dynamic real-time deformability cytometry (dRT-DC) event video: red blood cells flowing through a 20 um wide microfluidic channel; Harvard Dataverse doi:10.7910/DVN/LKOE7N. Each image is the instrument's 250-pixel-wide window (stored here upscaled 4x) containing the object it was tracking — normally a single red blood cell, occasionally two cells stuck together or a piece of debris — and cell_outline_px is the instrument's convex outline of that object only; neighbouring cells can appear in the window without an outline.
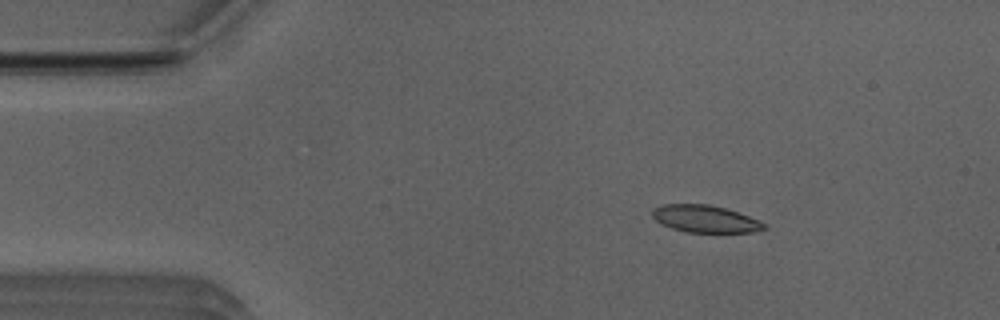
{"species": "Egyptian fruit bat (a non-hibernating species)", "species_latin": "Rousettus aegyptiacus", "temperature_condition": "room temperature", "stored_images_in_passage": 47, "camera_frame_rate_fps": 3000, "um_per_image_px": 0.085, "animal": {"sex": "male"}, "frame": {"image": 1, "passage_image": 3, "time_ms": 0.667, "image_size_px": [1000, 320], "cell_outline_px": [[768, 228], [752, 232], [684, 232], [660, 224], [652, 216], [652, 208], [660, 204], [708, 204], [724, 208], [760, 220], [768, 224]], "centroid_in_image_um": [59.92, 18.6], "position_along_channel_um": 25.1, "area_um2": 17.86}}
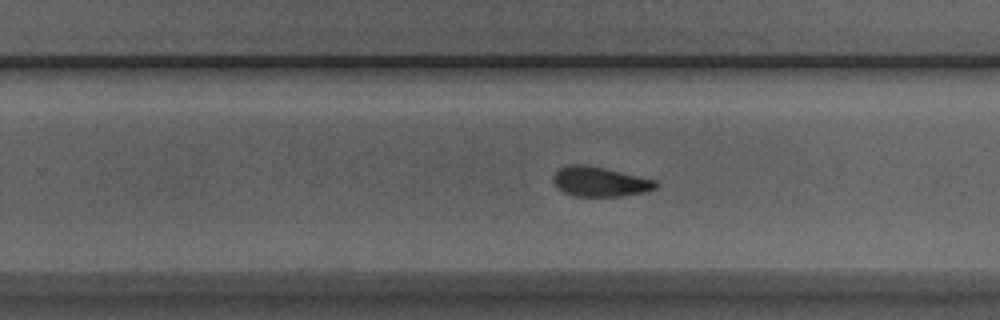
{"frame": {"image": 2, "passage_image": 27, "time_ms": 8.667, "image_size_px": [1000, 320], "cell_outline_px": [[660, 184], [656, 188], [644, 192], [620, 196], [572, 196], [556, 188], [552, 180], [552, 176], [560, 168], [568, 164], [588, 164], [656, 180]], "centroid_in_image_um": [50.96, 15.43], "position_along_channel_um": 278.8, "area_um2": 17.98}}
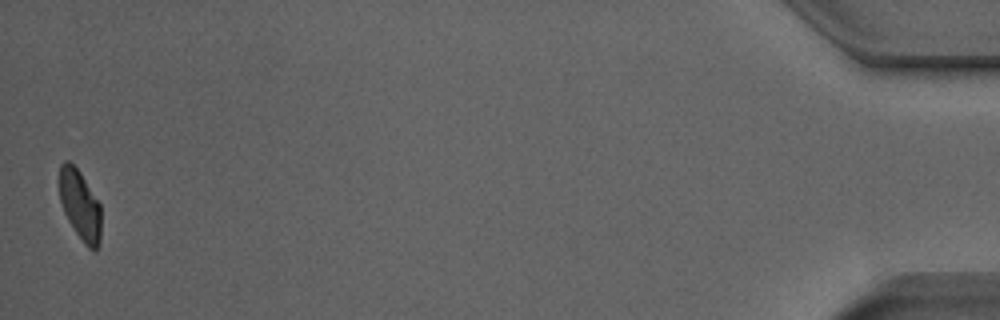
{"frame": {"image": 3, "passage_image": 46, "time_ms": 15.0, "image_size_px": [1000, 320], "cell_outline_px": [[100, 244], [96, 252], [92, 252], [84, 244], [68, 220], [64, 212], [60, 200], [60, 164], [64, 160], [68, 160], [80, 172], [100, 204]], "centroid_in_image_um": [6.81, 17.47], "position_along_channel_um": 428.4, "area_um2": 16.94}}